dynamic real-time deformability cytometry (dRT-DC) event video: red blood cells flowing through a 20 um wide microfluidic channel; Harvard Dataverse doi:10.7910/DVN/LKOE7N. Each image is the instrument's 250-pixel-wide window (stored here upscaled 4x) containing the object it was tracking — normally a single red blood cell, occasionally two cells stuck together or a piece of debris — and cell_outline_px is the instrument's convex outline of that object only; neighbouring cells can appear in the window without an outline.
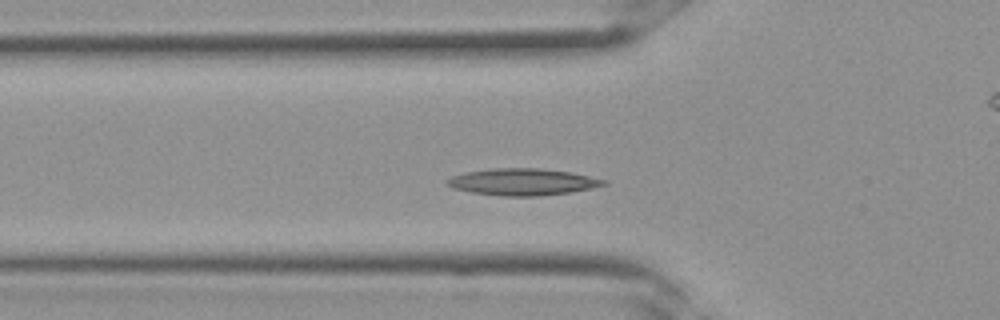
{"species": "Egyptian fruit bat (a non-hibernating species)", "species_latin": "Rousettus aegyptiacus", "temperature_condition": "room temperature", "stored_images_in_passage": 13, "camera_frame_rate_fps": 3000, "um_per_image_px": 0.085, "frame": {"image": 1, "passage_image": 8, "time_ms": 2.333, "image_size_px": [1000, 320], "cell_outline_px": [[608, 184], [592, 188], [572, 192], [536, 196], [500, 196], [472, 192], [452, 188], [444, 184], [444, 180], [452, 176], [464, 172], [492, 168], [540, 168], [572, 172], [608, 180]], "centroid_in_image_um": [44.41, 15.46], "position_along_channel_um": 81.4, "area_um2": 24.74}}
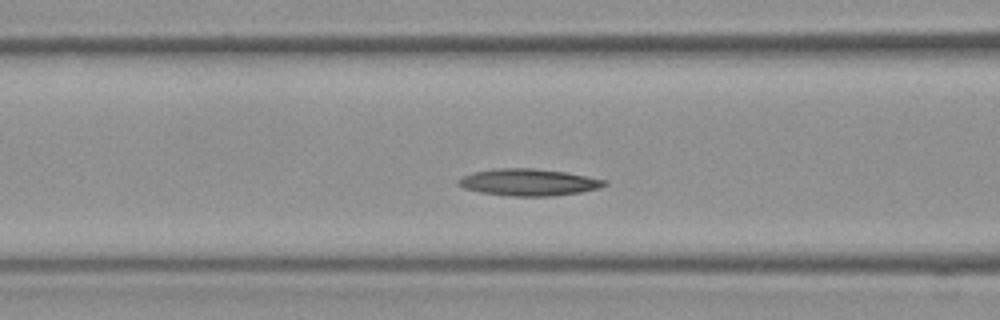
{"frame": {"image": 2, "passage_image": 10, "time_ms": 3.0, "image_size_px": [1000, 320], "cell_outline_px": [[608, 184], [600, 188], [580, 192], [552, 196], [512, 196], [480, 192], [464, 188], [456, 184], [456, 180], [472, 172], [492, 168], [536, 168], [564, 172], [588, 176], [608, 180]], "centroid_in_image_um": [44.93, 15.48], "position_along_channel_um": 121.7, "area_um2": 23.06}}
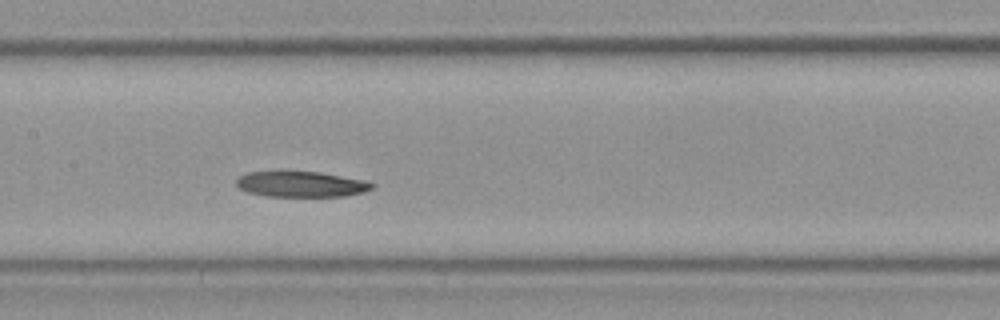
{"frame": {"image": 3, "passage_image": 13, "time_ms": 4.0, "image_size_px": [1000, 320], "cell_outline_px": [[376, 184], [372, 188], [364, 192], [344, 196], [268, 196], [248, 192], [240, 188], [236, 184], [236, 180], [240, 176], [248, 172], [280, 168], [284, 168], [320, 172], [364, 180]], "centroid_in_image_um": [25.54, 15.6], "position_along_channel_um": 181.9, "area_um2": 21.1}}